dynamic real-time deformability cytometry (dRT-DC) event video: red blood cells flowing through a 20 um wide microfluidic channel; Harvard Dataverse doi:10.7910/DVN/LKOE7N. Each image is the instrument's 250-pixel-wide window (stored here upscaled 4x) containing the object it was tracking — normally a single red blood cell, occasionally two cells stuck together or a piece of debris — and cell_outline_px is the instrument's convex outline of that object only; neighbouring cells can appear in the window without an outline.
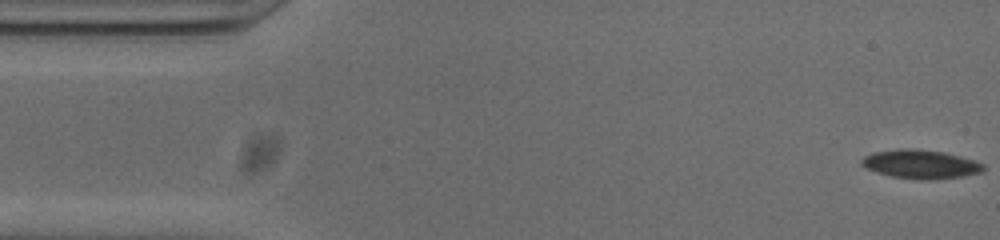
{"species": "common noctule bat (a hibernating species)", "species_latin": "Nyctalus noctula", "temperature_condition": "cold", "stored_images_in_passage": 50, "camera_frame_rate_fps": 3000, "um_per_image_px": 0.085, "animal": {"sex": "male", "body_mass_g": 20.0, "forearm_length_mm": 53.3}, "frame": {"image": 1, "passage_image": 1, "time_ms": 0.0, "image_size_px": [1000, 240], "cell_outline_px": [[984, 172], [964, 176], [924, 180], [920, 180], [892, 176], [876, 172], [864, 168], [860, 164], [860, 160], [864, 156], [872, 152], [904, 148], [912, 148], [944, 152], [976, 160], [984, 164]], "centroid_in_image_um": [78.24, 13.95], "position_along_channel_um": 6.8, "area_um2": 20.63}}
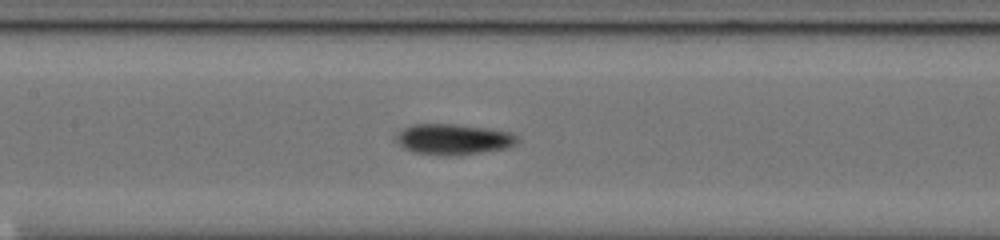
{"frame": {"image": 2, "passage_image": 23, "time_ms": 7.333, "image_size_px": [1000, 240], "cell_outline_px": [[516, 144], [504, 148], [460, 156], [448, 156], [412, 152], [404, 148], [396, 140], [396, 132], [412, 124], [456, 124], [512, 132], [516, 136]], "centroid_in_image_um": [38.49, 11.84], "position_along_channel_um": 168.9, "area_um2": 21.68}}
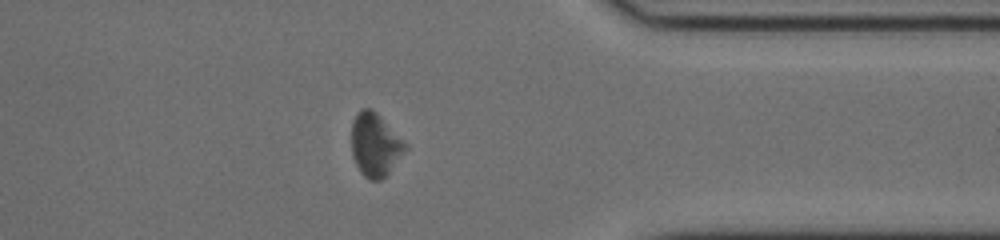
{"frame": {"image": 3, "passage_image": 41, "time_ms": 13.333, "image_size_px": [1000, 240], "cell_outline_px": [[408, 148], [388, 172], [380, 180], [368, 180], [360, 172], [352, 156], [352, 120], [360, 108], [372, 108], [408, 144]], "centroid_in_image_um": [31.88, 12.29], "position_along_channel_um": 379.5, "area_um2": 19.83}, "authors_computed_cell_mechanics": {"area_um2": 20.1433, "velocity_mm_per_s": 3.7916, "shape_relaxation_time_tau1_ms": 10.7252, "shape_relaxation_time_tau2_ms": null, "deformation_change_tau1": 0.1456, "deformation_change_tau2": null}}